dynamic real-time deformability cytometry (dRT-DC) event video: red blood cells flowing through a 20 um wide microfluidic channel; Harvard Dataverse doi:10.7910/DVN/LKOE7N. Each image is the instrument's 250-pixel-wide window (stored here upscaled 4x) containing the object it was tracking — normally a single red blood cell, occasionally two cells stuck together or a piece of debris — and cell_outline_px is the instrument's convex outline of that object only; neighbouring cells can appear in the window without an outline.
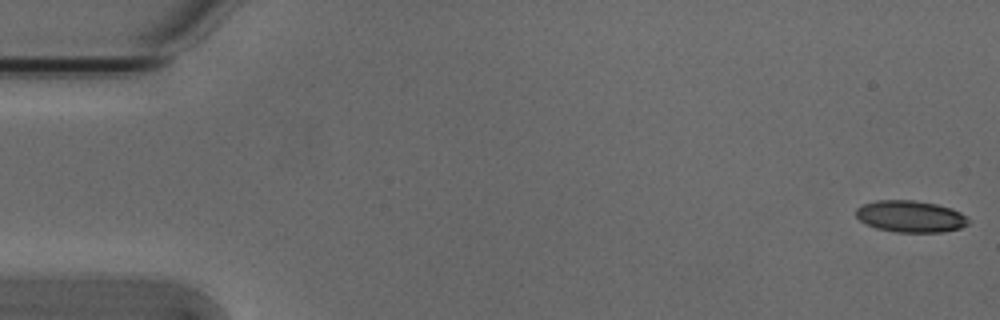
{"species": "Egyptian fruit bat (a non-hibernating species)", "species_latin": "Rousettus aegyptiacus", "temperature_condition": "cold", "stored_images_in_passage": 15, "camera_frame_rate_fps": 3000, "um_per_image_px": 0.085, "animal": {"sex": "male"}, "frame": {"image": 1, "passage_image": 1, "time_ms": 0.0, "image_size_px": [1000, 320], "cell_outline_px": [[968, 224], [960, 228], [944, 232], [896, 232], [876, 228], [860, 220], [856, 216], [856, 208], [864, 204], [876, 200], [912, 200], [936, 204], [952, 208], [960, 212], [968, 220]], "centroid_in_image_um": [77.39, 18.39], "position_along_channel_um": 7.6, "area_um2": 20.63}}
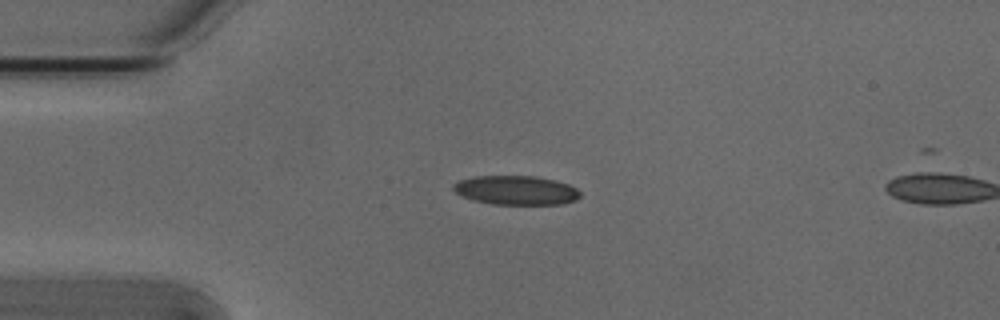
{"frame": {"image": 2, "passage_image": 13, "time_ms": 4.0, "image_size_px": [1000, 320], "cell_outline_px": [[580, 196], [576, 200], [560, 204], [492, 204], [472, 200], [456, 192], [452, 188], [452, 184], [460, 180], [476, 176], [536, 176], [556, 180], [568, 184], [576, 188], [580, 192]], "centroid_in_image_um": [43.87, 16.16], "position_along_channel_um": 41.1, "area_um2": 21.5}}